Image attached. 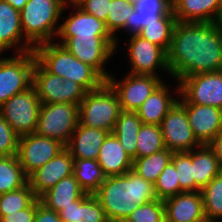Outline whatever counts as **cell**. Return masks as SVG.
Listing matches in <instances>:
<instances>
[{
	"mask_svg": "<svg viewBox=\"0 0 222 222\" xmlns=\"http://www.w3.org/2000/svg\"><path fill=\"white\" fill-rule=\"evenodd\" d=\"M62 222H109L94 194L85 193L59 212Z\"/></svg>",
	"mask_w": 222,
	"mask_h": 222,
	"instance_id": "obj_26",
	"label": "cell"
},
{
	"mask_svg": "<svg viewBox=\"0 0 222 222\" xmlns=\"http://www.w3.org/2000/svg\"><path fill=\"white\" fill-rule=\"evenodd\" d=\"M142 124L136 112L122 111L112 131L132 160L136 159L137 137Z\"/></svg>",
	"mask_w": 222,
	"mask_h": 222,
	"instance_id": "obj_29",
	"label": "cell"
},
{
	"mask_svg": "<svg viewBox=\"0 0 222 222\" xmlns=\"http://www.w3.org/2000/svg\"><path fill=\"white\" fill-rule=\"evenodd\" d=\"M177 23L175 16H162L158 23L148 24L139 34L143 39L162 47L169 51L172 41L173 30Z\"/></svg>",
	"mask_w": 222,
	"mask_h": 222,
	"instance_id": "obj_34",
	"label": "cell"
},
{
	"mask_svg": "<svg viewBox=\"0 0 222 222\" xmlns=\"http://www.w3.org/2000/svg\"><path fill=\"white\" fill-rule=\"evenodd\" d=\"M78 0H65L66 4L76 3Z\"/></svg>",
	"mask_w": 222,
	"mask_h": 222,
	"instance_id": "obj_48",
	"label": "cell"
},
{
	"mask_svg": "<svg viewBox=\"0 0 222 222\" xmlns=\"http://www.w3.org/2000/svg\"><path fill=\"white\" fill-rule=\"evenodd\" d=\"M86 192L80 187L73 174L61 179L39 199L48 209L59 213L71 202L81 198Z\"/></svg>",
	"mask_w": 222,
	"mask_h": 222,
	"instance_id": "obj_28",
	"label": "cell"
},
{
	"mask_svg": "<svg viewBox=\"0 0 222 222\" xmlns=\"http://www.w3.org/2000/svg\"><path fill=\"white\" fill-rule=\"evenodd\" d=\"M208 146L214 151L215 155L222 166V132H220Z\"/></svg>",
	"mask_w": 222,
	"mask_h": 222,
	"instance_id": "obj_45",
	"label": "cell"
},
{
	"mask_svg": "<svg viewBox=\"0 0 222 222\" xmlns=\"http://www.w3.org/2000/svg\"><path fill=\"white\" fill-rule=\"evenodd\" d=\"M154 192L158 200L164 201L179 193L180 189L175 165L172 161L163 169L162 173L154 183Z\"/></svg>",
	"mask_w": 222,
	"mask_h": 222,
	"instance_id": "obj_38",
	"label": "cell"
},
{
	"mask_svg": "<svg viewBox=\"0 0 222 222\" xmlns=\"http://www.w3.org/2000/svg\"><path fill=\"white\" fill-rule=\"evenodd\" d=\"M110 132L78 123L65 148L73 159L97 160L100 147Z\"/></svg>",
	"mask_w": 222,
	"mask_h": 222,
	"instance_id": "obj_22",
	"label": "cell"
},
{
	"mask_svg": "<svg viewBox=\"0 0 222 222\" xmlns=\"http://www.w3.org/2000/svg\"><path fill=\"white\" fill-rule=\"evenodd\" d=\"M217 25L219 26V29H220V31H221V34H222V11H221V13H220V15H219V18H218V20H217Z\"/></svg>",
	"mask_w": 222,
	"mask_h": 222,
	"instance_id": "obj_47",
	"label": "cell"
},
{
	"mask_svg": "<svg viewBox=\"0 0 222 222\" xmlns=\"http://www.w3.org/2000/svg\"><path fill=\"white\" fill-rule=\"evenodd\" d=\"M130 3H132V4H135V3H137L138 1H140V0H128Z\"/></svg>",
	"mask_w": 222,
	"mask_h": 222,
	"instance_id": "obj_49",
	"label": "cell"
},
{
	"mask_svg": "<svg viewBox=\"0 0 222 222\" xmlns=\"http://www.w3.org/2000/svg\"><path fill=\"white\" fill-rule=\"evenodd\" d=\"M35 214L36 200L28 208L1 217L0 222H34Z\"/></svg>",
	"mask_w": 222,
	"mask_h": 222,
	"instance_id": "obj_43",
	"label": "cell"
},
{
	"mask_svg": "<svg viewBox=\"0 0 222 222\" xmlns=\"http://www.w3.org/2000/svg\"><path fill=\"white\" fill-rule=\"evenodd\" d=\"M134 4L128 0H111L108 17L106 19V28L114 37L116 44L118 41L116 37L117 31L125 26L126 20L131 17V12L134 10Z\"/></svg>",
	"mask_w": 222,
	"mask_h": 222,
	"instance_id": "obj_37",
	"label": "cell"
},
{
	"mask_svg": "<svg viewBox=\"0 0 222 222\" xmlns=\"http://www.w3.org/2000/svg\"><path fill=\"white\" fill-rule=\"evenodd\" d=\"M74 159L64 148L54 158L28 176V183L39 199L64 177L73 174Z\"/></svg>",
	"mask_w": 222,
	"mask_h": 222,
	"instance_id": "obj_17",
	"label": "cell"
},
{
	"mask_svg": "<svg viewBox=\"0 0 222 222\" xmlns=\"http://www.w3.org/2000/svg\"><path fill=\"white\" fill-rule=\"evenodd\" d=\"M192 166L194 192L203 189L222 171L218 157L208 145L192 150Z\"/></svg>",
	"mask_w": 222,
	"mask_h": 222,
	"instance_id": "obj_27",
	"label": "cell"
},
{
	"mask_svg": "<svg viewBox=\"0 0 222 222\" xmlns=\"http://www.w3.org/2000/svg\"><path fill=\"white\" fill-rule=\"evenodd\" d=\"M130 36L129 44H127V54L131 67L129 74L154 75L160 78L161 76L155 71L161 68L162 71H166L170 75L167 52L162 47L143 39L139 35Z\"/></svg>",
	"mask_w": 222,
	"mask_h": 222,
	"instance_id": "obj_12",
	"label": "cell"
},
{
	"mask_svg": "<svg viewBox=\"0 0 222 222\" xmlns=\"http://www.w3.org/2000/svg\"><path fill=\"white\" fill-rule=\"evenodd\" d=\"M178 100L185 108L193 134L201 145H208L222 132V109L188 103L181 95Z\"/></svg>",
	"mask_w": 222,
	"mask_h": 222,
	"instance_id": "obj_16",
	"label": "cell"
},
{
	"mask_svg": "<svg viewBox=\"0 0 222 222\" xmlns=\"http://www.w3.org/2000/svg\"><path fill=\"white\" fill-rule=\"evenodd\" d=\"M79 105L41 104L35 133L59 140L66 145L79 123Z\"/></svg>",
	"mask_w": 222,
	"mask_h": 222,
	"instance_id": "obj_6",
	"label": "cell"
},
{
	"mask_svg": "<svg viewBox=\"0 0 222 222\" xmlns=\"http://www.w3.org/2000/svg\"><path fill=\"white\" fill-rule=\"evenodd\" d=\"M47 42L34 48L37 61L51 74L80 84L87 92L107 80L92 66L83 63L63 45Z\"/></svg>",
	"mask_w": 222,
	"mask_h": 222,
	"instance_id": "obj_3",
	"label": "cell"
},
{
	"mask_svg": "<svg viewBox=\"0 0 222 222\" xmlns=\"http://www.w3.org/2000/svg\"><path fill=\"white\" fill-rule=\"evenodd\" d=\"M73 176L89 194H94L107 177L98 161L93 159H74Z\"/></svg>",
	"mask_w": 222,
	"mask_h": 222,
	"instance_id": "obj_30",
	"label": "cell"
},
{
	"mask_svg": "<svg viewBox=\"0 0 222 222\" xmlns=\"http://www.w3.org/2000/svg\"><path fill=\"white\" fill-rule=\"evenodd\" d=\"M65 148L59 140L31 133L19 138L18 160L27 176Z\"/></svg>",
	"mask_w": 222,
	"mask_h": 222,
	"instance_id": "obj_14",
	"label": "cell"
},
{
	"mask_svg": "<svg viewBox=\"0 0 222 222\" xmlns=\"http://www.w3.org/2000/svg\"><path fill=\"white\" fill-rule=\"evenodd\" d=\"M97 161L106 176L123 175L132 169V158L112 133L105 138Z\"/></svg>",
	"mask_w": 222,
	"mask_h": 222,
	"instance_id": "obj_24",
	"label": "cell"
},
{
	"mask_svg": "<svg viewBox=\"0 0 222 222\" xmlns=\"http://www.w3.org/2000/svg\"><path fill=\"white\" fill-rule=\"evenodd\" d=\"M94 195L109 222H124L139 206L157 199L154 185L132 169L123 175L107 176Z\"/></svg>",
	"mask_w": 222,
	"mask_h": 222,
	"instance_id": "obj_2",
	"label": "cell"
},
{
	"mask_svg": "<svg viewBox=\"0 0 222 222\" xmlns=\"http://www.w3.org/2000/svg\"><path fill=\"white\" fill-rule=\"evenodd\" d=\"M172 155L173 152L166 148L149 156L136 158L133 160L132 170L154 185L163 169L171 161Z\"/></svg>",
	"mask_w": 222,
	"mask_h": 222,
	"instance_id": "obj_32",
	"label": "cell"
},
{
	"mask_svg": "<svg viewBox=\"0 0 222 222\" xmlns=\"http://www.w3.org/2000/svg\"><path fill=\"white\" fill-rule=\"evenodd\" d=\"M20 136L0 114V157L17 155Z\"/></svg>",
	"mask_w": 222,
	"mask_h": 222,
	"instance_id": "obj_41",
	"label": "cell"
},
{
	"mask_svg": "<svg viewBox=\"0 0 222 222\" xmlns=\"http://www.w3.org/2000/svg\"><path fill=\"white\" fill-rule=\"evenodd\" d=\"M14 46L17 47L14 48L16 54L34 50V47L24 38L20 11L14 9L9 3L0 0V54Z\"/></svg>",
	"mask_w": 222,
	"mask_h": 222,
	"instance_id": "obj_19",
	"label": "cell"
},
{
	"mask_svg": "<svg viewBox=\"0 0 222 222\" xmlns=\"http://www.w3.org/2000/svg\"><path fill=\"white\" fill-rule=\"evenodd\" d=\"M200 192L206 220L222 222V171Z\"/></svg>",
	"mask_w": 222,
	"mask_h": 222,
	"instance_id": "obj_33",
	"label": "cell"
},
{
	"mask_svg": "<svg viewBox=\"0 0 222 222\" xmlns=\"http://www.w3.org/2000/svg\"><path fill=\"white\" fill-rule=\"evenodd\" d=\"M178 84L177 91L188 103L222 109V71L188 76Z\"/></svg>",
	"mask_w": 222,
	"mask_h": 222,
	"instance_id": "obj_11",
	"label": "cell"
},
{
	"mask_svg": "<svg viewBox=\"0 0 222 222\" xmlns=\"http://www.w3.org/2000/svg\"><path fill=\"white\" fill-rule=\"evenodd\" d=\"M165 217L172 222H207L200 191L183 192L164 200Z\"/></svg>",
	"mask_w": 222,
	"mask_h": 222,
	"instance_id": "obj_20",
	"label": "cell"
},
{
	"mask_svg": "<svg viewBox=\"0 0 222 222\" xmlns=\"http://www.w3.org/2000/svg\"><path fill=\"white\" fill-rule=\"evenodd\" d=\"M36 60L34 50L9 58L0 57V107L15 94L32 86Z\"/></svg>",
	"mask_w": 222,
	"mask_h": 222,
	"instance_id": "obj_8",
	"label": "cell"
},
{
	"mask_svg": "<svg viewBox=\"0 0 222 222\" xmlns=\"http://www.w3.org/2000/svg\"><path fill=\"white\" fill-rule=\"evenodd\" d=\"M65 0H28L20 11V20L24 38L35 48L54 41L57 26L64 9Z\"/></svg>",
	"mask_w": 222,
	"mask_h": 222,
	"instance_id": "obj_4",
	"label": "cell"
},
{
	"mask_svg": "<svg viewBox=\"0 0 222 222\" xmlns=\"http://www.w3.org/2000/svg\"><path fill=\"white\" fill-rule=\"evenodd\" d=\"M170 76L222 71V34L216 22H177L167 52Z\"/></svg>",
	"mask_w": 222,
	"mask_h": 222,
	"instance_id": "obj_1",
	"label": "cell"
},
{
	"mask_svg": "<svg viewBox=\"0 0 222 222\" xmlns=\"http://www.w3.org/2000/svg\"><path fill=\"white\" fill-rule=\"evenodd\" d=\"M41 101L33 86L15 94L1 107L0 114L21 137L35 133Z\"/></svg>",
	"mask_w": 222,
	"mask_h": 222,
	"instance_id": "obj_9",
	"label": "cell"
},
{
	"mask_svg": "<svg viewBox=\"0 0 222 222\" xmlns=\"http://www.w3.org/2000/svg\"><path fill=\"white\" fill-rule=\"evenodd\" d=\"M36 199L29 183L17 190L0 194V218L28 208Z\"/></svg>",
	"mask_w": 222,
	"mask_h": 222,
	"instance_id": "obj_36",
	"label": "cell"
},
{
	"mask_svg": "<svg viewBox=\"0 0 222 222\" xmlns=\"http://www.w3.org/2000/svg\"><path fill=\"white\" fill-rule=\"evenodd\" d=\"M164 201L155 199L139 206L124 222H164Z\"/></svg>",
	"mask_w": 222,
	"mask_h": 222,
	"instance_id": "obj_40",
	"label": "cell"
},
{
	"mask_svg": "<svg viewBox=\"0 0 222 222\" xmlns=\"http://www.w3.org/2000/svg\"><path fill=\"white\" fill-rule=\"evenodd\" d=\"M75 11L59 25L56 37L62 45L68 38L73 36H112L107 30L105 22L82 10L76 3L68 4Z\"/></svg>",
	"mask_w": 222,
	"mask_h": 222,
	"instance_id": "obj_18",
	"label": "cell"
},
{
	"mask_svg": "<svg viewBox=\"0 0 222 222\" xmlns=\"http://www.w3.org/2000/svg\"><path fill=\"white\" fill-rule=\"evenodd\" d=\"M107 82L116 91L122 111L136 112L163 80L154 75L128 74L123 81L110 75Z\"/></svg>",
	"mask_w": 222,
	"mask_h": 222,
	"instance_id": "obj_15",
	"label": "cell"
},
{
	"mask_svg": "<svg viewBox=\"0 0 222 222\" xmlns=\"http://www.w3.org/2000/svg\"><path fill=\"white\" fill-rule=\"evenodd\" d=\"M32 86L41 104L73 103L80 105L87 91L78 83L48 72L37 60L33 68Z\"/></svg>",
	"mask_w": 222,
	"mask_h": 222,
	"instance_id": "obj_7",
	"label": "cell"
},
{
	"mask_svg": "<svg viewBox=\"0 0 222 222\" xmlns=\"http://www.w3.org/2000/svg\"><path fill=\"white\" fill-rule=\"evenodd\" d=\"M34 222H62L59 213L48 209L40 202V199H36V214Z\"/></svg>",
	"mask_w": 222,
	"mask_h": 222,
	"instance_id": "obj_44",
	"label": "cell"
},
{
	"mask_svg": "<svg viewBox=\"0 0 222 222\" xmlns=\"http://www.w3.org/2000/svg\"><path fill=\"white\" fill-rule=\"evenodd\" d=\"M171 161L176 168L180 189L183 192H194L192 151L174 152Z\"/></svg>",
	"mask_w": 222,
	"mask_h": 222,
	"instance_id": "obj_39",
	"label": "cell"
},
{
	"mask_svg": "<svg viewBox=\"0 0 222 222\" xmlns=\"http://www.w3.org/2000/svg\"><path fill=\"white\" fill-rule=\"evenodd\" d=\"M122 112L116 91L106 81L98 89L88 91L79 105V123L112 133Z\"/></svg>",
	"mask_w": 222,
	"mask_h": 222,
	"instance_id": "obj_5",
	"label": "cell"
},
{
	"mask_svg": "<svg viewBox=\"0 0 222 222\" xmlns=\"http://www.w3.org/2000/svg\"><path fill=\"white\" fill-rule=\"evenodd\" d=\"M62 45L80 61L95 68L106 80L111 75L104 65L113 53H117L118 46L113 36H73Z\"/></svg>",
	"mask_w": 222,
	"mask_h": 222,
	"instance_id": "obj_10",
	"label": "cell"
},
{
	"mask_svg": "<svg viewBox=\"0 0 222 222\" xmlns=\"http://www.w3.org/2000/svg\"><path fill=\"white\" fill-rule=\"evenodd\" d=\"M173 97L163 81L136 111L143 124L160 126L169 110L179 100Z\"/></svg>",
	"mask_w": 222,
	"mask_h": 222,
	"instance_id": "obj_25",
	"label": "cell"
},
{
	"mask_svg": "<svg viewBox=\"0 0 222 222\" xmlns=\"http://www.w3.org/2000/svg\"><path fill=\"white\" fill-rule=\"evenodd\" d=\"M166 149L159 125L142 124L137 137L136 158H142Z\"/></svg>",
	"mask_w": 222,
	"mask_h": 222,
	"instance_id": "obj_35",
	"label": "cell"
},
{
	"mask_svg": "<svg viewBox=\"0 0 222 222\" xmlns=\"http://www.w3.org/2000/svg\"><path fill=\"white\" fill-rule=\"evenodd\" d=\"M177 22H217L222 0H172Z\"/></svg>",
	"mask_w": 222,
	"mask_h": 222,
	"instance_id": "obj_23",
	"label": "cell"
},
{
	"mask_svg": "<svg viewBox=\"0 0 222 222\" xmlns=\"http://www.w3.org/2000/svg\"><path fill=\"white\" fill-rule=\"evenodd\" d=\"M165 147L171 152H190L201 144L193 134L184 106L177 101L160 124Z\"/></svg>",
	"mask_w": 222,
	"mask_h": 222,
	"instance_id": "obj_13",
	"label": "cell"
},
{
	"mask_svg": "<svg viewBox=\"0 0 222 222\" xmlns=\"http://www.w3.org/2000/svg\"><path fill=\"white\" fill-rule=\"evenodd\" d=\"M111 0H78L76 4L85 12L106 23Z\"/></svg>",
	"mask_w": 222,
	"mask_h": 222,
	"instance_id": "obj_42",
	"label": "cell"
},
{
	"mask_svg": "<svg viewBox=\"0 0 222 222\" xmlns=\"http://www.w3.org/2000/svg\"><path fill=\"white\" fill-rule=\"evenodd\" d=\"M131 17L122 30L139 35L148 24L158 23L162 16H174L172 0H140L134 4Z\"/></svg>",
	"mask_w": 222,
	"mask_h": 222,
	"instance_id": "obj_21",
	"label": "cell"
},
{
	"mask_svg": "<svg viewBox=\"0 0 222 222\" xmlns=\"http://www.w3.org/2000/svg\"><path fill=\"white\" fill-rule=\"evenodd\" d=\"M28 183L17 155L0 157V194L17 190Z\"/></svg>",
	"mask_w": 222,
	"mask_h": 222,
	"instance_id": "obj_31",
	"label": "cell"
},
{
	"mask_svg": "<svg viewBox=\"0 0 222 222\" xmlns=\"http://www.w3.org/2000/svg\"><path fill=\"white\" fill-rule=\"evenodd\" d=\"M7 3H9L14 9L21 11L25 4L28 2V0H3Z\"/></svg>",
	"mask_w": 222,
	"mask_h": 222,
	"instance_id": "obj_46",
	"label": "cell"
}]
</instances>
